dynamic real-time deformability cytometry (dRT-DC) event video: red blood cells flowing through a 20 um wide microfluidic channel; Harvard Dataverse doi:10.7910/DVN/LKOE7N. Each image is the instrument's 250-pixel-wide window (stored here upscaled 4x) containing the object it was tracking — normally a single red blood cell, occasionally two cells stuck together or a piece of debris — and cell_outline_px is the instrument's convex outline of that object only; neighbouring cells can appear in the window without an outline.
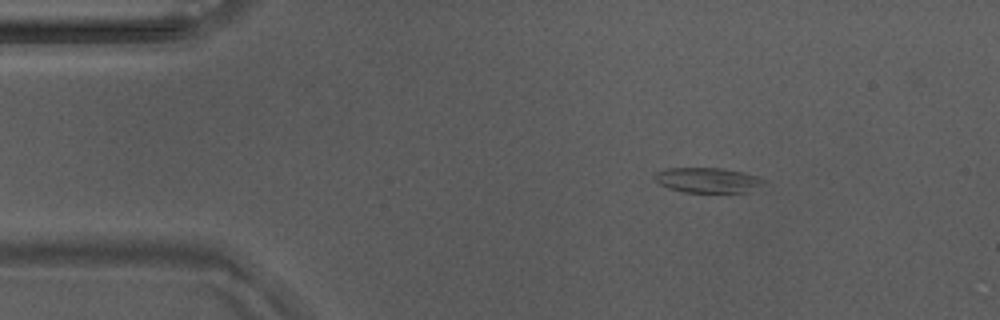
{"species": "Egyptian fruit bat (a non-hibernating species)", "species_latin": "Rousettus aegyptiacus", "temperature_condition": "warm", "stored_images_in_passage": 14, "camera_frame_rate_fps": 3000, "um_per_image_px": 0.085, "animal": {"sex": "male"}, "frame": {"image": 1, "passage_image": 8, "time_ms": 2.333, "image_size_px": [1000, 320], "cell_outline_px": [[768, 180], [752, 192], [684, 192], [668, 188], [660, 184], [652, 176], [656, 172], [664, 168], [720, 168], [740, 172], [756, 176]], "centroid_in_image_um": [60.15, 15.32], "position_along_channel_um": 24.8, "area_um2": 16.01}}